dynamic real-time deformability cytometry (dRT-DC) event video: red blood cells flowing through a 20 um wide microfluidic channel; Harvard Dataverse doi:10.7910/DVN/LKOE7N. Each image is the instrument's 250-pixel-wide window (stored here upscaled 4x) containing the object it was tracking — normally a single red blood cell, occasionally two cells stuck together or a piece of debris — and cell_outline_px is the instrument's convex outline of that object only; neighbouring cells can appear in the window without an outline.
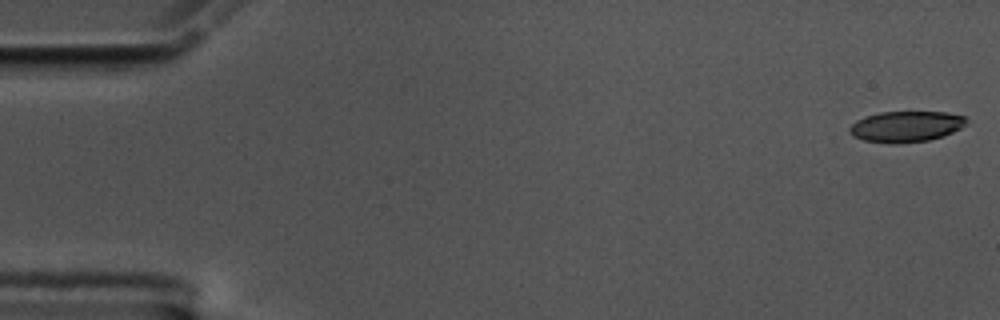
{"species": "common noctule bat (a hibernating species)", "species_latin": "Nyctalus noctula", "temperature_condition": "cold", "stored_images_in_passage": 56, "camera_frame_rate_fps": 3000, "um_per_image_px": 0.085, "animal": {"sex": "male", "body_mass_g": 17.5, "forearm_length_mm": 52.3}, "frame": {"image": 1, "passage_image": 1, "time_ms": 0.0, "image_size_px": [1000, 320], "cell_outline_px": [[968, 120], [960, 128], [944, 136], [928, 140], [896, 144], [888, 144], [864, 140], [852, 136], [848, 132], [848, 128], [856, 120], [864, 116], [880, 112], [948, 112], [964, 116]], "centroid_in_image_um": [76.97, 10.76], "position_along_channel_um": 8.0, "area_um2": 21.21}}
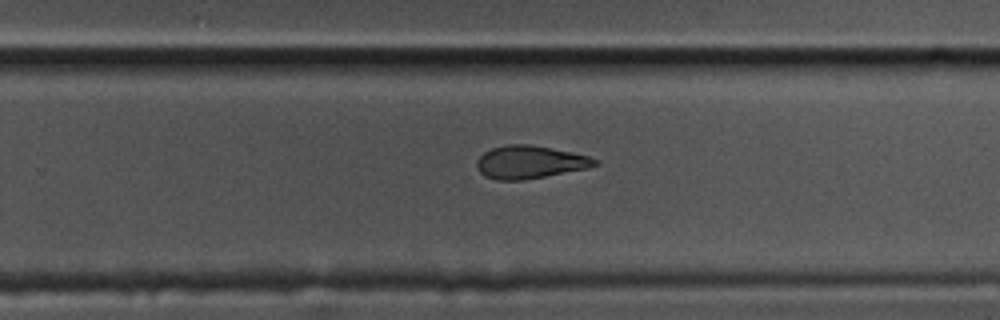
{"frame": {"image": 2, "passage_image": 36, "time_ms": 11.667, "image_size_px": [1000, 320], "cell_outline_px": [[600, 164], [588, 168], [544, 176], [520, 180], [496, 180], [484, 176], [476, 168], [476, 160], [484, 152], [492, 148], [508, 144], [528, 144], [552, 148], [588, 156], [596, 160]], "centroid_in_image_um": [44.99, 13.78], "position_along_channel_um": 284.8, "area_um2": 22.48}}
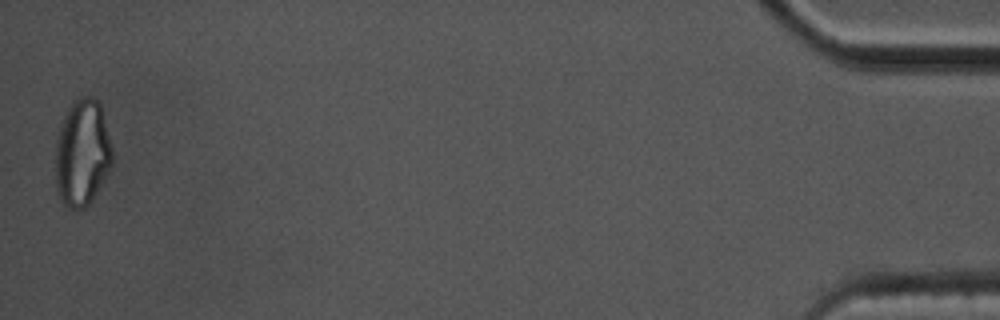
{"frame": {"image": 3, "passage_image": 56, "time_ms": 18.333, "image_size_px": [1000, 320], "cell_outline_px": [[112, 164], [104, 180], [88, 204], [84, 208], [68, 208], [64, 204], [56, 188], [56, 140], [64, 116], [68, 108], [80, 96], [92, 96], [100, 104], [112, 148]], "centroid_in_image_um": [6.99, 12.99], "position_along_channel_um": 428.2, "area_um2": 34.91}, "authors_computed_cell_mechanics": {"area_um2": 23.5535, "velocity_mm_per_s": 3.5521, "shape_relaxation_time_tau1_ms": 9.0515, "shape_relaxation_time_tau2_ms": 7.0123, "deformation_change_tau1": 0.2139, "deformation_change_tau2": 0.1617}}